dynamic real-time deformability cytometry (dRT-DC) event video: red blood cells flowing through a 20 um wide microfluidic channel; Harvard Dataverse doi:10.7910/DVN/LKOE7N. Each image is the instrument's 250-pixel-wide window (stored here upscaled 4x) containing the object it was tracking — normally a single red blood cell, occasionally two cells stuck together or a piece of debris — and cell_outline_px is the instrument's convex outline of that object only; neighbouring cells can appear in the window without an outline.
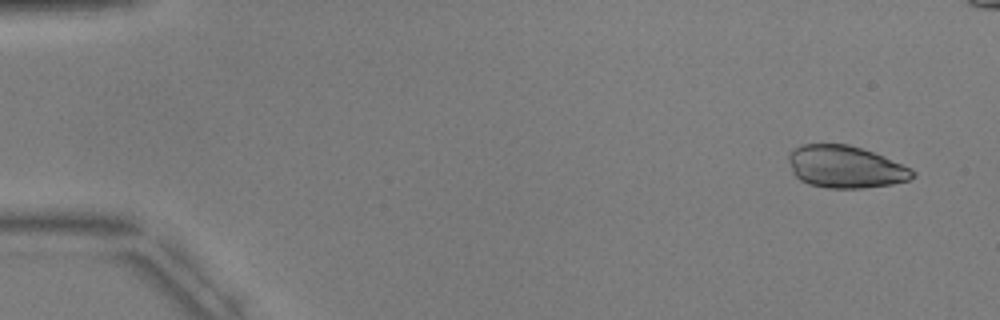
{"species": "common noctule bat (a hibernating species)", "species_latin": "Nyctalus noctula", "temperature_condition": "warm", "stored_images_in_passage": 8, "camera_frame_rate_fps": 3000, "um_per_image_px": 0.085, "animal": {"sex": "male", "body_mass_g": 17.9, "forearm_length_mm": 54.2}, "frame": {"image": 1, "passage_image": 1, "time_ms": 0.0, "image_size_px": [1000, 320], "cell_outline_px": [[916, 176], [908, 180], [892, 184], [864, 188], [828, 188], [808, 184], [800, 180], [792, 172], [788, 160], [788, 152], [792, 148], [800, 144], [848, 144], [884, 156], [912, 168], [916, 172]], "centroid_in_image_um": [71.84, 14.18], "position_along_channel_um": 13.2, "area_um2": 30.81}}